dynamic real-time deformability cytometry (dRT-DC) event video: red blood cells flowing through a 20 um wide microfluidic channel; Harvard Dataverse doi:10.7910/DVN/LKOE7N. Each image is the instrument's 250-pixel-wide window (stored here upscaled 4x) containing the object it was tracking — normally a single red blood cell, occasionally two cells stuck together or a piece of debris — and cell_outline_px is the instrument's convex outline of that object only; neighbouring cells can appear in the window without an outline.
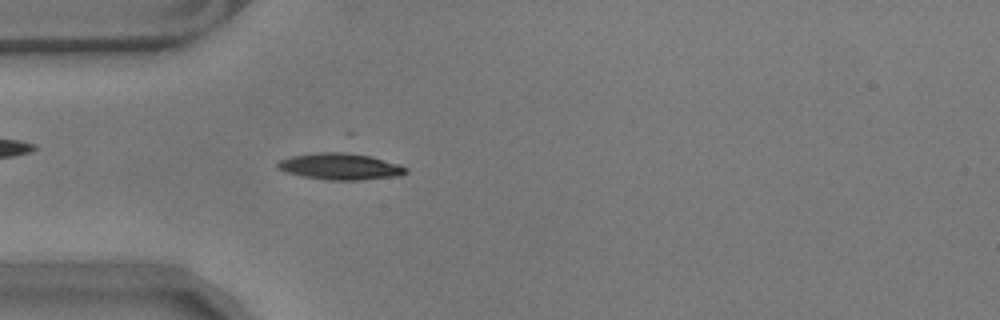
{"species": "common noctule bat (a hibernating species)", "species_latin": "Nyctalus noctula", "temperature_condition": "warm", "stored_images_in_passage": 23, "camera_frame_rate_fps": 3000, "um_per_image_px": 0.085, "animal": {"sex": "male", "body_mass_g": 17.9}, "frame": {"image": 1, "passage_image": 3, "time_ms": 0.667, "image_size_px": [1000, 320], "cell_outline_px": [[408, 172], [400, 176], [360, 180], [328, 180], [300, 176], [284, 172], [276, 168], [276, 164], [280, 160], [292, 156], [316, 152], [344, 152], [372, 156], [400, 164], [408, 168]], "centroid_in_image_um": [28.93, 14.15], "position_along_channel_um": 56.1, "area_um2": 20.11}}
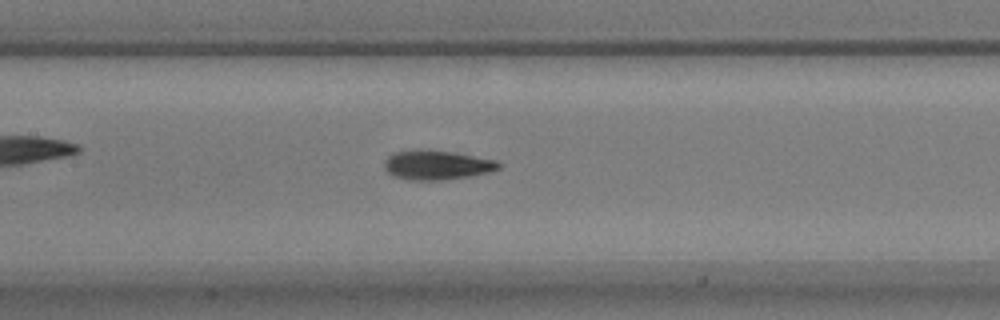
{"frame": {"image": 2, "passage_image": 13, "time_ms": 4.0, "image_size_px": [1000, 320], "cell_outline_px": [[500, 168], [488, 172], [468, 176], [444, 180], [412, 180], [392, 176], [384, 168], [384, 160], [388, 156], [396, 152], [420, 148], [452, 152], [496, 160], [500, 164]], "centroid_in_image_um": [37.08, 14.02], "position_along_channel_um": 170.3, "area_um2": 19.59}}
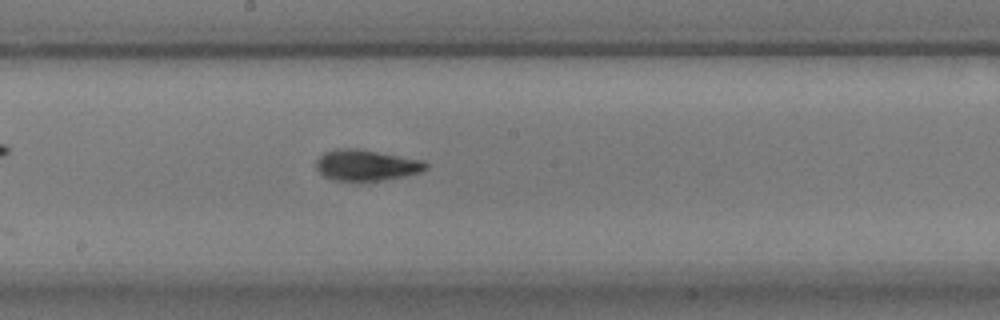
{"frame": {"image": 3, "passage_image": 17, "time_ms": 5.333, "image_size_px": [1000, 320], "cell_outline_px": [[428, 168], [420, 172], [404, 176], [380, 180], [332, 180], [324, 176], [316, 168], [316, 160], [324, 152], [336, 148], [356, 148], [424, 160], [428, 164]], "centroid_in_image_um": [31.13, 14.02], "position_along_channel_um": 217.1, "area_um2": 19.71}}